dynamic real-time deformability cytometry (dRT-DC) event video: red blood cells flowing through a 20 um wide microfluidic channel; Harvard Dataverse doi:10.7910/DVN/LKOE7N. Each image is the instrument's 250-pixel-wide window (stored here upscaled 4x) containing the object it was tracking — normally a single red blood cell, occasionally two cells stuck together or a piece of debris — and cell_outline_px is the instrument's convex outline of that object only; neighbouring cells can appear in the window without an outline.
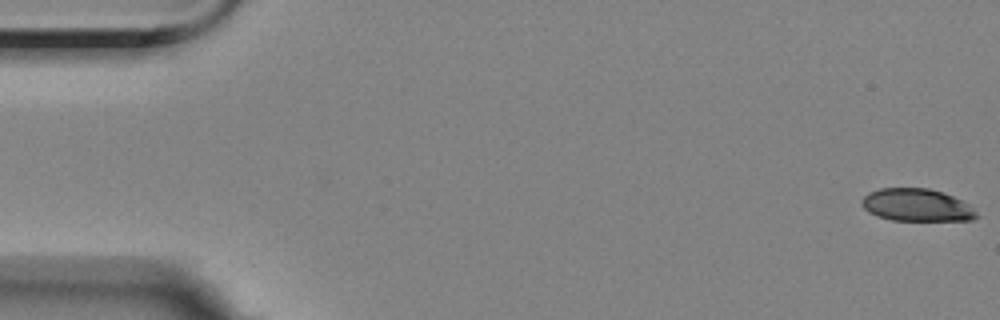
{"species": "Egyptian fruit bat (a non-hibernating species)", "species_latin": "Rousettus aegyptiacus", "temperature_condition": "room temperature", "stored_images_in_passage": 11, "camera_frame_rate_fps": 3000, "um_per_image_px": 0.085, "animal": {"sex": "female"}, "frame": {"image": 1, "passage_image": 1, "time_ms": 0.0, "image_size_px": [1000, 320], "cell_outline_px": [[980, 216], [972, 220], [892, 220], [876, 216], [868, 212], [860, 204], [860, 200], [868, 192], [880, 188], [928, 188], [944, 192], [968, 204]], "centroid_in_image_um": [77.88, 17.43], "position_along_channel_um": 7.1, "area_um2": 21.85}}